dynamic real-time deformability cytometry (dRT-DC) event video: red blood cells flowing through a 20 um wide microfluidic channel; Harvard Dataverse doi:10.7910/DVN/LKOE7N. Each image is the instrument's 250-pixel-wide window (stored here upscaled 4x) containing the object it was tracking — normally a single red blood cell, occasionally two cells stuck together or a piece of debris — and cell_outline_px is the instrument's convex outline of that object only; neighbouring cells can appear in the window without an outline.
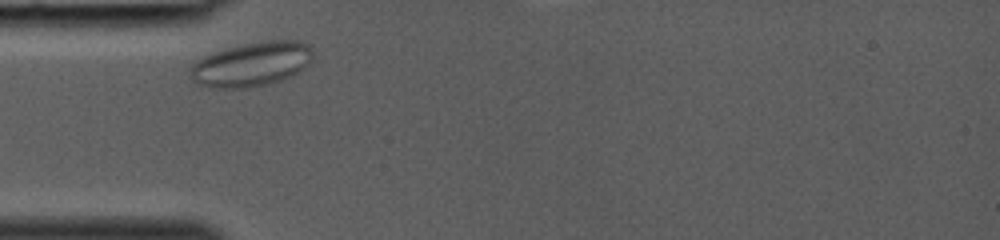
{"species": "common noctule bat (a hibernating species)", "species_latin": "Nyctalus noctula", "temperature_condition": "room temperature", "stored_images_in_passage": 11, "camera_frame_rate_fps": 3000, "um_per_image_px": 0.085, "animal": {"sex": "female", "body_mass_g": 19.0, "forearm_length_mm": 53.3}, "frame": {"image": 1, "passage_image": 2, "time_ms": 0.333, "image_size_px": [1000, 240], "cell_outline_px": [[312, 56], [308, 64], [300, 72], [264, 84], [244, 88], [212, 88], [196, 84], [192, 80], [188, 72], [192, 64], [196, 60], [204, 56], [216, 52], [244, 44], [272, 40], [296, 40], [308, 44], [312, 52]], "centroid_in_image_um": [21.34, 5.46], "position_along_channel_um": 63.7, "area_um2": 31.27}}
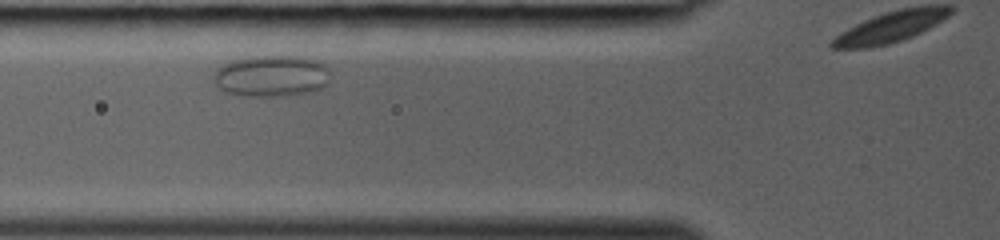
{"frame": {"image": 2, "passage_image": 5, "time_ms": 1.333, "image_size_px": [1000, 240], "cell_outline_px": [[332, 76], [328, 84], [320, 88], [308, 92], [288, 96], [244, 96], [228, 92], [220, 88], [212, 80], [212, 76], [216, 68], [232, 60], [252, 56], [300, 56], [316, 60], [324, 64], [332, 72]], "centroid_in_image_um": [23.1, 6.45], "position_along_channel_um": 102.7, "area_um2": 28.61}}
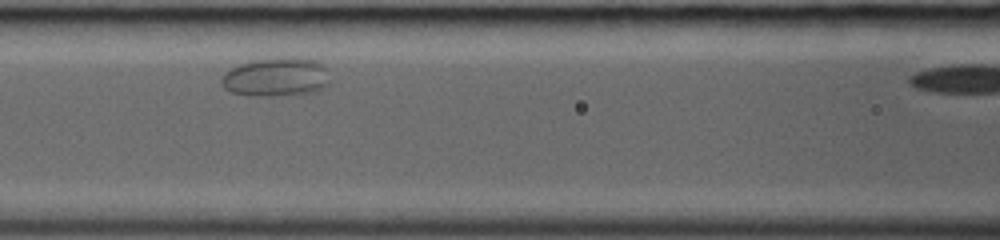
{"frame": {"image": 3, "passage_image": 8, "time_ms": 2.333, "image_size_px": [1000, 240], "cell_outline_px": [[328, 84], [312, 92], [292, 96], [252, 96], [232, 92], [224, 88], [220, 80], [224, 72], [228, 68], [240, 64], [256, 60], [292, 56], [316, 60], [324, 64], [328, 68]], "centroid_in_image_um": [23.48, 6.55], "position_along_channel_um": 143.1, "area_um2": 24.97}}